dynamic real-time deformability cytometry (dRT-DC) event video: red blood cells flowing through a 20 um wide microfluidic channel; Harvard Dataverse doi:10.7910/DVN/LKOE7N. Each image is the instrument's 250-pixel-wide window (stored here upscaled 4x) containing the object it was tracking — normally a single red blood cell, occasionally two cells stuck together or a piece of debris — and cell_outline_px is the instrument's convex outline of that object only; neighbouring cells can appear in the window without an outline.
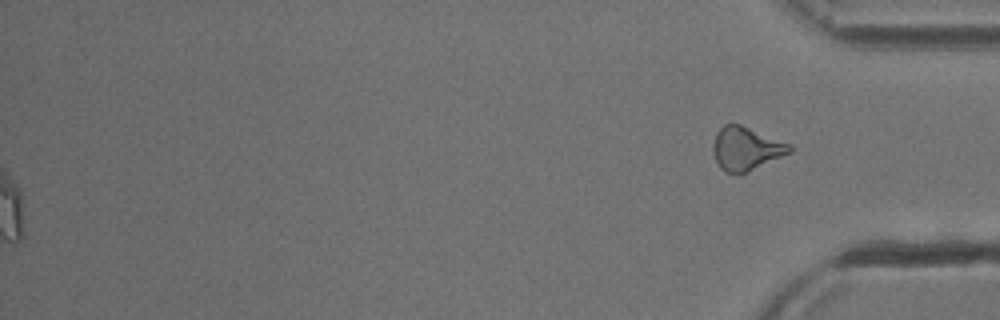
{"species": "common noctule bat (a hibernating species)", "species_latin": "Nyctalus noctula", "temperature_condition": "cold", "stored_images_in_passage": 55, "segment_of_instrument_passage": [2, 2], "camera_frame_rate_fps": 3000, "um_per_image_px": 0.085, "animal": {"sex": "male", "body_mass_g": 13.3}, "frame": {"image": 1, "passage_image": 55, "time_ms": 18.0, "image_size_px": [1000, 320], "cell_outline_px": [[796, 148], [792, 152], [744, 172], [724, 172], [720, 168], [712, 152], [712, 144], [716, 132], [724, 124], [740, 124], [792, 144]], "centroid_in_image_um": [63.42, 12.6], "position_along_channel_um": 371.8, "area_um2": 19.25}}